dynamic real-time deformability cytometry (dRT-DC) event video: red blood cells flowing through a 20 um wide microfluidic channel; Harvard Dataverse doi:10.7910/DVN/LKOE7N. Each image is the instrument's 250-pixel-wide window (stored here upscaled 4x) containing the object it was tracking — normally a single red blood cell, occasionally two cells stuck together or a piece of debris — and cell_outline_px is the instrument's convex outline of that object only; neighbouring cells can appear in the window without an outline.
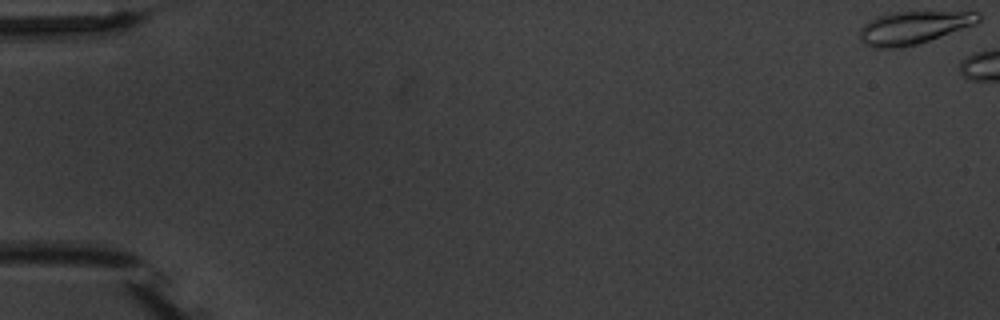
{"species": "common noctule bat (a hibernating species)", "species_latin": "Nyctalus noctula", "temperature_condition": "warm", "stored_images_in_passage": 7, "camera_frame_rate_fps": 3000, "um_per_image_px": 0.085, "animal": {"sex": "male", "body_mass_g": 20.1, "forearm_length_mm": 53.5}, "frame": {"image": 1, "passage_image": 1, "time_ms": 0.0, "image_size_px": [1000, 320], "cell_outline_px": [[984, 16], [976, 24], [916, 44], [896, 48], [872, 48], [864, 44], [860, 40], [860, 28], [864, 24], [880, 16], [892, 12], [980, 12]], "centroid_in_image_um": [77.66, 2.34], "position_along_channel_um": 7.3, "area_um2": 22.43}}